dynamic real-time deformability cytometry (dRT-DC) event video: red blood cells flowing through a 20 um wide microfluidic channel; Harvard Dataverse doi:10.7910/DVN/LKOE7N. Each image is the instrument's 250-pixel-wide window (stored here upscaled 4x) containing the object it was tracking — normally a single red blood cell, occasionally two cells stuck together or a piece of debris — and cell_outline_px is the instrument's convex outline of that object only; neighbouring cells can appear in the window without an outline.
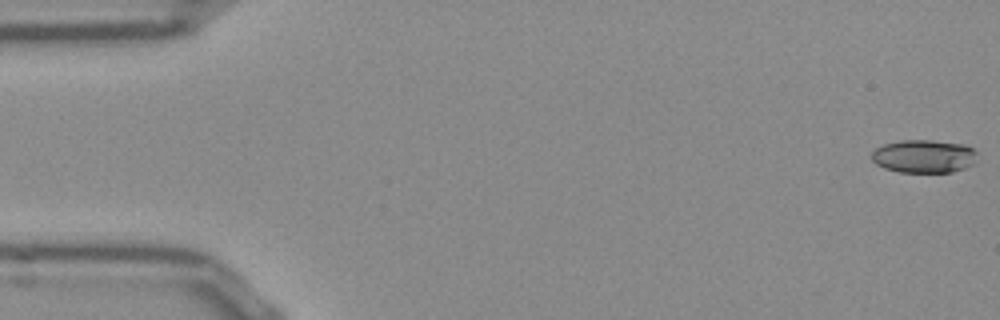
{"species": "Egyptian fruit bat (a non-hibernating species)", "species_latin": "Rousettus aegyptiacus", "temperature_condition": "room temperature", "stored_images_in_passage": 53, "camera_frame_rate_fps": 3000, "um_per_image_px": 0.085, "frame": {"image": 1, "passage_image": 1, "time_ms": 0.0, "image_size_px": [1000, 320], "cell_outline_px": [[976, 152], [972, 164], [964, 168], [952, 172], [900, 172], [884, 168], [876, 164], [872, 160], [872, 152], [876, 148], [884, 144], [900, 140], [928, 140], [964, 144], [972, 148]], "centroid_in_image_um": [78.5, 13.28], "position_along_channel_um": 6.5, "area_um2": 20.23}}
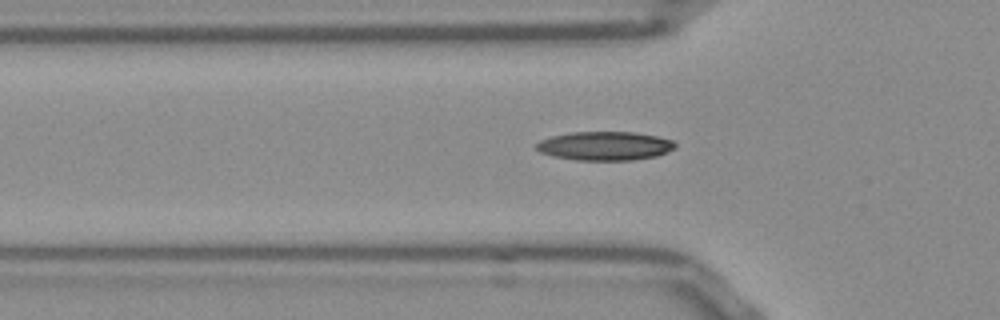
{"frame": {"image": 2, "passage_image": 17, "time_ms": 5.333, "image_size_px": [1000, 320], "cell_outline_px": [[676, 148], [656, 156], [632, 160], [576, 160], [556, 156], [540, 152], [536, 148], [536, 144], [540, 140], [552, 136], [572, 132], [632, 132], [656, 136], [672, 140], [676, 144]], "centroid_in_image_um": [51.43, 12.4], "position_along_channel_um": 74.4, "area_um2": 23.12}}
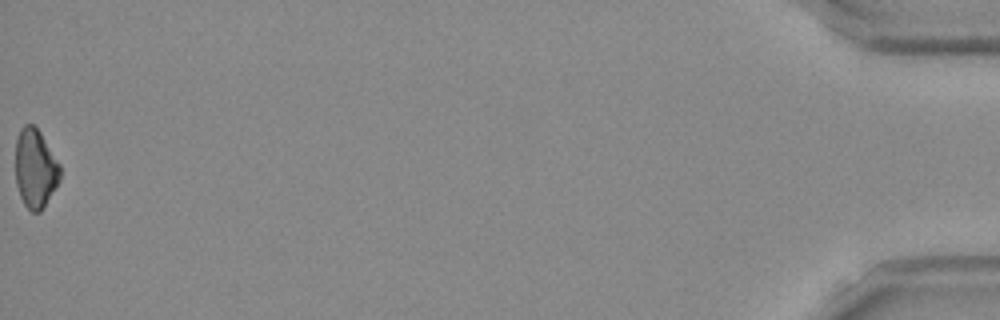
{"frame": {"image": 3, "passage_image": 53, "time_ms": 17.333, "image_size_px": [1000, 320], "cell_outline_px": [[60, 180], [40, 212], [32, 212], [24, 204], [20, 196], [16, 184], [16, 140], [20, 128], [24, 124], [32, 124], [40, 132], [60, 164]], "centroid_in_image_um": [2.99, 14.31], "position_along_channel_um": 432.2, "area_um2": 20.4}}